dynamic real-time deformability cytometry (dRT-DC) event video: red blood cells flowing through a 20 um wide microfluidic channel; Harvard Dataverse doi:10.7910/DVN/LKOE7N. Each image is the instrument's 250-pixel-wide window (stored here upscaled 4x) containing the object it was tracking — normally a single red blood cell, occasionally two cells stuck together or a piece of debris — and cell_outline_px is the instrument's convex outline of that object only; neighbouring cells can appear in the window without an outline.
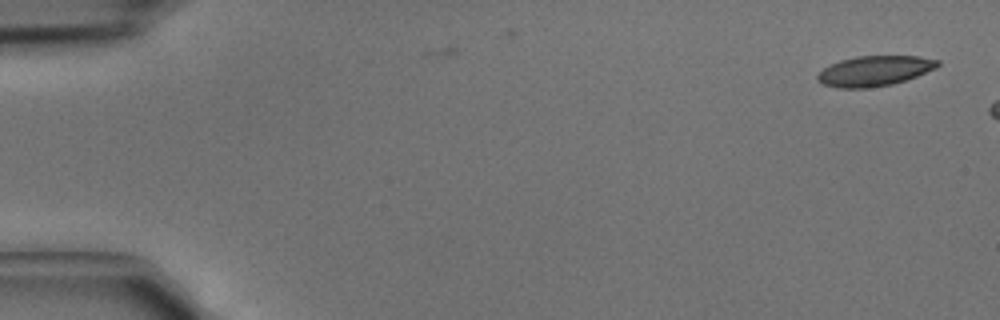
{"species": "common noctule bat (a hibernating species)", "species_latin": "Nyctalus noctula", "temperature_condition": "cold", "stored_images_in_passage": 2, "camera_frame_rate_fps": 3000, "um_per_image_px": 0.085, "animal": {"sex": "male", "body_mass_g": 15.6}, "frame": {"image": 1, "passage_image": 1, "time_ms": 0.0, "image_size_px": [1000, 320], "cell_outline_px": [[940, 64], [936, 68], [916, 76], [892, 84], [864, 88], [840, 88], [824, 84], [816, 80], [816, 76], [824, 68], [840, 60], [856, 56], [920, 56], [940, 60]], "centroid_in_image_um": [74.34, 6.02], "position_along_channel_um": 10.7, "area_um2": 20.98}}